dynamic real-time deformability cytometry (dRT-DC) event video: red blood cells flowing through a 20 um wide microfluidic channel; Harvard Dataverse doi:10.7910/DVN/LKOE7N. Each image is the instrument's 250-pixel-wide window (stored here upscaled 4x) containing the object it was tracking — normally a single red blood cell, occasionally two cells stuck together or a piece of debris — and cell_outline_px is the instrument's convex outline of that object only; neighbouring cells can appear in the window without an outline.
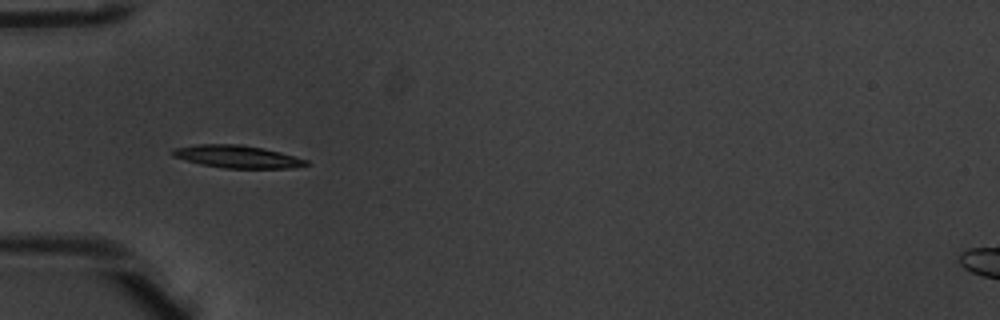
{"species": "common noctule bat (a hibernating species)", "species_latin": "Nyctalus noctula", "temperature_condition": "warm", "stored_images_in_passage": 22, "camera_frame_rate_fps": 3000, "um_per_image_px": 0.085, "animal": {"sex": "male", "body_mass_g": 20.1, "forearm_length_mm": 53.5}, "frame": {"image": 1, "passage_image": 1, "time_ms": 0.0, "image_size_px": [1000, 320], "cell_outline_px": [[308, 164], [292, 168], [224, 168], [200, 164], [172, 156], [172, 148], [200, 144], [240, 144], [264, 148], [280, 152], [308, 160]], "centroid_in_image_um": [20.15, 13.31], "position_along_channel_um": 64.9, "area_um2": 17.51}}